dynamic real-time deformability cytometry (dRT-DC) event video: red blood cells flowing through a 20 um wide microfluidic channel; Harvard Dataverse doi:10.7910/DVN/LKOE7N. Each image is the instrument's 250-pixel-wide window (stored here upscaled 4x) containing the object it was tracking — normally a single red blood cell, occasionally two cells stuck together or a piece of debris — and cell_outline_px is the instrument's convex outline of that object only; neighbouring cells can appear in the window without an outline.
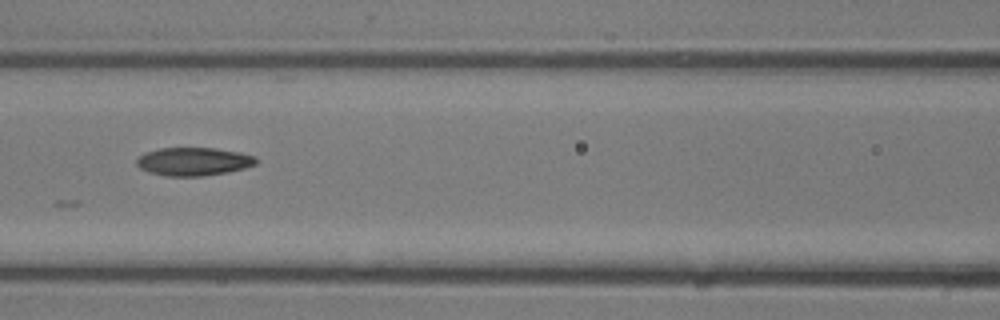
{"species": "common noctule bat (a hibernating species)", "species_latin": "Nyctalus noctula", "temperature_condition": "room temperature", "stored_images_in_passage": 22, "camera_frame_rate_fps": 3000, "um_per_image_px": 0.085, "animal": {"sex": "male", "body_mass_g": 13.3}, "frame": {"image": 1, "passage_image": 7, "time_ms": 2.0, "image_size_px": [1000, 320], "cell_outline_px": [[256, 164], [244, 168], [228, 172], [200, 176], [164, 176], [148, 172], [140, 168], [136, 164], [136, 160], [144, 152], [160, 148], [216, 148], [240, 152], [256, 156]], "centroid_in_image_um": [16.44, 13.73], "position_along_channel_um": 150.2, "area_um2": 19.71}}
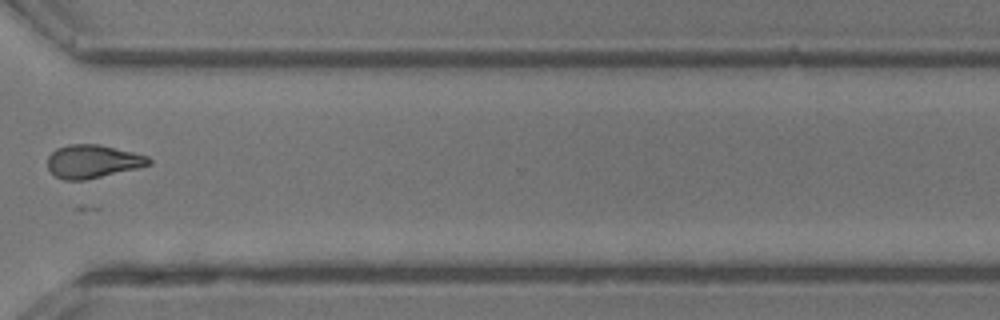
{"frame": {"image": 2, "passage_image": 17, "time_ms": 5.333, "image_size_px": [1000, 320], "cell_outline_px": [[152, 164], [140, 168], [84, 180], [64, 180], [56, 176], [48, 168], [48, 156], [56, 148], [68, 144], [100, 144], [148, 156], [152, 160]], "centroid_in_image_um": [7.9, 13.71], "position_along_channel_um": 362.7, "area_um2": 19.71}}